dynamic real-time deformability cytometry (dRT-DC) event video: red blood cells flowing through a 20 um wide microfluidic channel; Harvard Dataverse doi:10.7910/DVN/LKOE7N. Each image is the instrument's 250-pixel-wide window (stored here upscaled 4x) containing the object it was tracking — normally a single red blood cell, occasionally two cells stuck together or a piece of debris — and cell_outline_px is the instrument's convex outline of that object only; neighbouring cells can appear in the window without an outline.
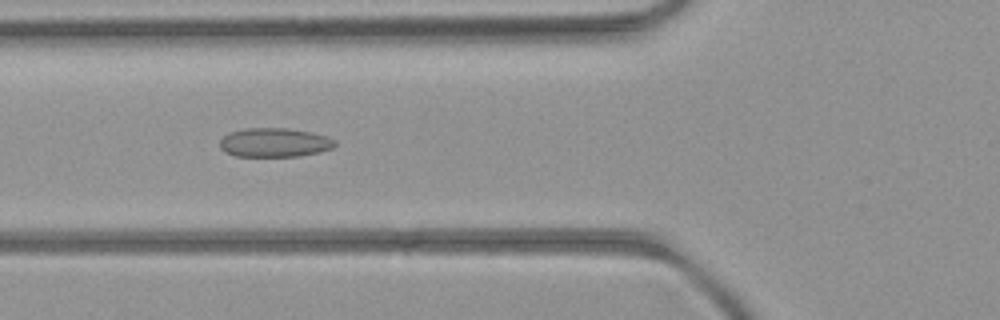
{"species": "common noctule bat (a hibernating species)", "species_latin": "Nyctalus noctula", "temperature_condition": "room temperature", "stored_images_in_passage": 53, "camera_frame_rate_fps": 3000, "um_per_image_px": 0.085, "animal": {"sex": "female", "body_mass_g": 21.9}, "frame": {"image": 1, "passage_image": 20, "time_ms": 6.333, "image_size_px": [1000, 320], "cell_outline_px": [[336, 144], [332, 148], [320, 152], [300, 156], [236, 156], [224, 152], [220, 148], [220, 140], [228, 132], [244, 128], [288, 128], [312, 132], [328, 136], [336, 140]], "centroid_in_image_um": [23.34, 12.11], "position_along_channel_um": 102.5, "area_um2": 19.71}}
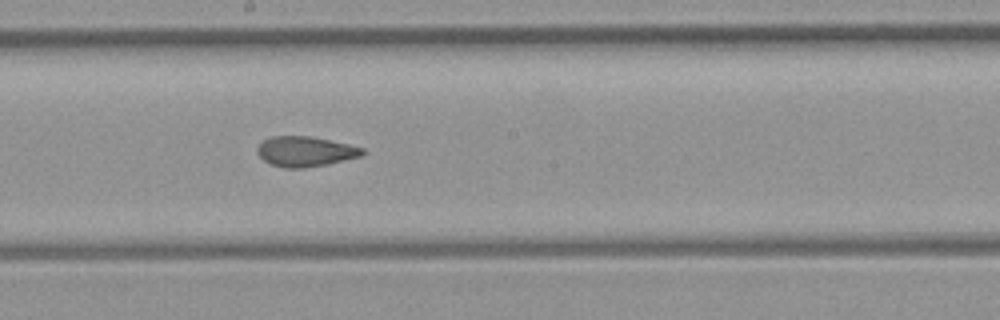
{"frame": {"image": 2, "passage_image": 29, "time_ms": 9.333, "image_size_px": [1000, 320], "cell_outline_px": [[364, 156], [328, 164], [304, 168], [284, 168], [272, 164], [264, 160], [256, 152], [256, 148], [264, 140], [272, 136], [308, 136], [348, 144], [364, 148]], "centroid_in_image_um": [25.97, 12.88], "position_along_channel_um": 222.2, "area_um2": 18.44}}
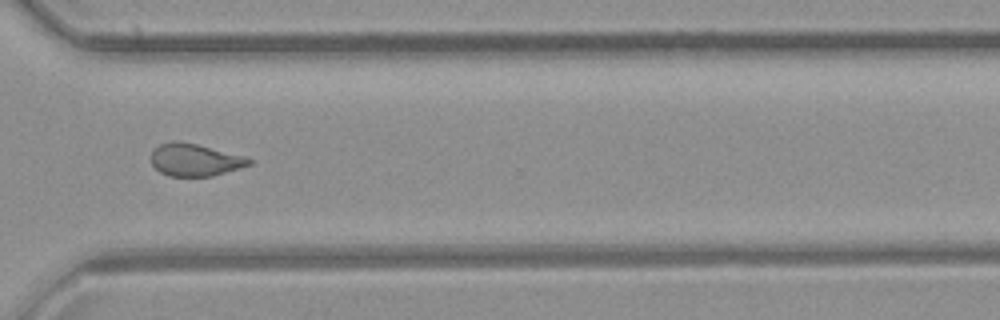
{"frame": {"image": 3, "passage_image": 39, "time_ms": 12.667, "image_size_px": [1000, 320], "cell_outline_px": [[252, 164], [212, 176], [168, 176], [160, 172], [152, 164], [152, 152], [160, 144], [176, 140], [196, 144], [244, 156], [252, 160]], "centroid_in_image_um": [16.56, 13.59], "position_along_channel_um": 354.0, "area_um2": 18.21}, "authors_computed_cell_mechanics": {"area_um2": 19.7098, "velocity_mm_per_s": 3.9715, "shape_relaxation_time_tau1_ms": null, "shape_relaxation_time_tau2_ms": 2.0937, "deformation_change_tau1": null, "deformation_change_tau2": 0.088}}